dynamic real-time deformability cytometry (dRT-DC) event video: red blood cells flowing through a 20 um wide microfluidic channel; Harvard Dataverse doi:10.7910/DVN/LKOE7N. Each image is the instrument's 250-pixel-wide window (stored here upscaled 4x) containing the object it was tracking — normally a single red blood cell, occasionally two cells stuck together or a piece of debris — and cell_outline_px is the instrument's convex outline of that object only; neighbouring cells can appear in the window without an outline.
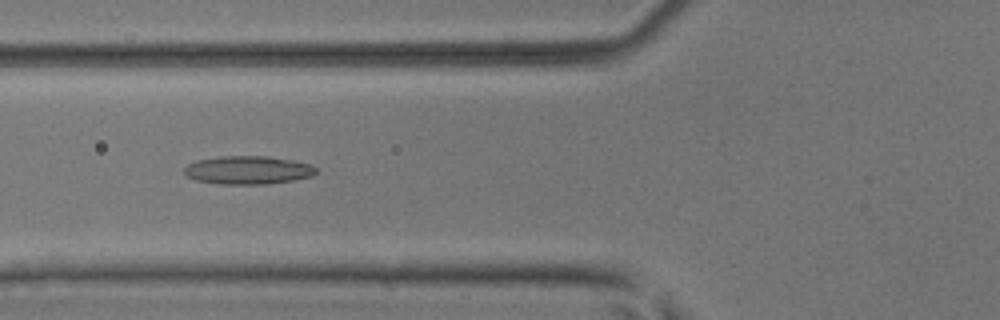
{"species": "common noctule bat (a hibernating species)", "species_latin": "Nyctalus noctula", "temperature_condition": "room temperature", "stored_images_in_passage": 45, "camera_frame_rate_fps": 3000, "um_per_image_px": 0.085, "animal": {"sex": "male", "body_mass_g": 17.9, "forearm_length_mm": 54.2}, "frame": {"image": 1, "passage_image": 14, "time_ms": 4.333, "image_size_px": [1000, 320], "cell_outline_px": [[316, 172], [312, 176], [292, 180], [268, 184], [220, 184], [196, 180], [188, 176], [184, 172], [184, 168], [188, 164], [196, 160], [220, 156], [268, 156], [292, 160], [312, 164], [316, 168]], "centroid_in_image_um": [21.08, 14.45], "position_along_channel_um": 104.7, "area_um2": 21.73}}
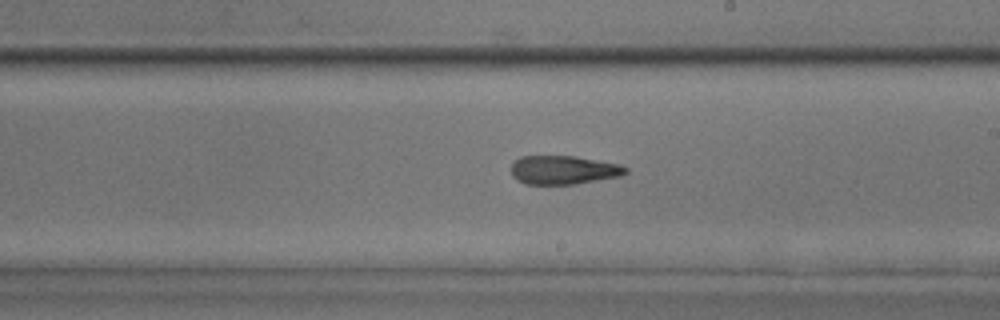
{"frame": {"image": 2, "passage_image": 24, "time_ms": 7.667, "image_size_px": [1000, 320], "cell_outline_px": [[628, 172], [620, 176], [576, 184], [524, 184], [516, 180], [512, 176], [512, 164], [520, 156], [576, 156], [620, 164], [628, 168]], "centroid_in_image_um": [47.9, 14.45], "position_along_channel_um": 241.1, "area_um2": 19.25}}
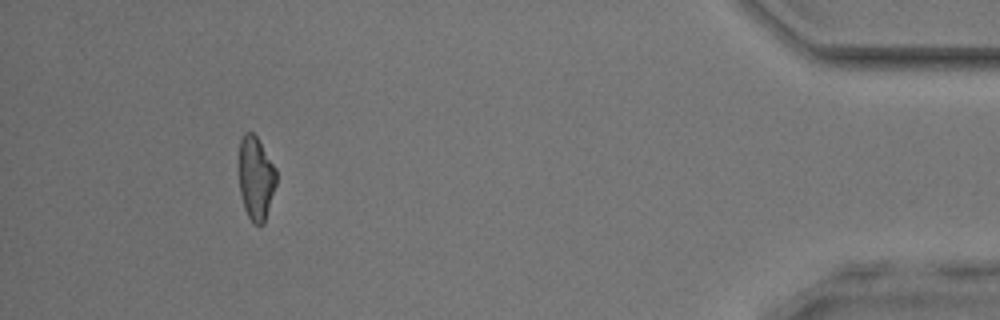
{"frame": {"image": 3, "passage_image": 41, "time_ms": 13.333, "image_size_px": [1000, 320], "cell_outline_px": [[276, 184], [264, 224], [252, 224], [244, 208], [240, 196], [240, 140], [244, 132], [252, 132], [256, 136], [276, 168]], "centroid_in_image_um": [21.75, 15.17], "position_along_channel_um": 413.4, "area_um2": 18.03}, "authors_computed_cell_mechanics": {"area_um2": 19.8832, "velocity_mm_per_s": 4.1142, "shape_relaxation_time_tau1_ms": null, "shape_relaxation_time_tau2_ms": 3.2044, "deformation_change_tau1": null, "deformation_change_tau2": 0.1388}}